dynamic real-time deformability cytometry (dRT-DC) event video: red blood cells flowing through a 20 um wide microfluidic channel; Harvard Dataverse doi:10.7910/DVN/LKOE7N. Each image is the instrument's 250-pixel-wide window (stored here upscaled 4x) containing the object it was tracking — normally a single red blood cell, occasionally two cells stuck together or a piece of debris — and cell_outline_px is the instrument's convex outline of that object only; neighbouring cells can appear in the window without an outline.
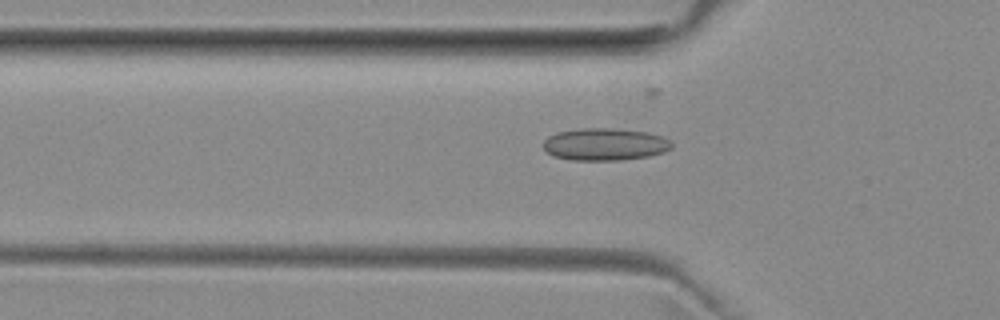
{"species": "common noctule bat (a hibernating species)", "species_latin": "Nyctalus noctula", "temperature_condition": "room temperature", "stored_images_in_passage": 27, "camera_frame_rate_fps": 3000, "um_per_image_px": 0.085, "animal": {"sex": "female", "body_mass_g": 29.2, "forearm_length_mm": 56.3}, "frame": {"image": 1, "passage_image": 16, "time_ms": 5.0, "image_size_px": [1000, 320], "cell_outline_px": [[672, 148], [664, 152], [648, 156], [620, 160], [572, 160], [552, 156], [544, 148], [544, 140], [548, 136], [556, 132], [580, 128], [612, 128], [648, 132], [664, 136], [672, 140]], "centroid_in_image_um": [51.44, 12.26], "position_along_channel_um": 74.4, "area_um2": 24.39}}
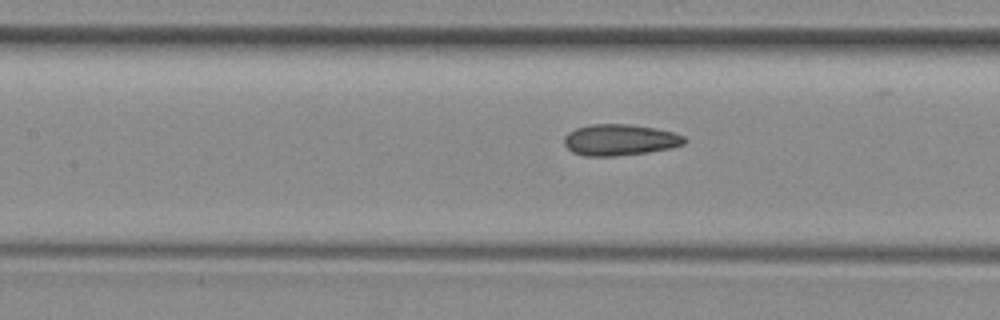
{"frame": {"image": 2, "passage_image": 22, "time_ms": 7.0, "image_size_px": [1000, 320], "cell_outline_px": [[688, 140], [684, 144], [672, 148], [648, 152], [616, 156], [584, 156], [572, 152], [564, 144], [564, 136], [568, 132], [576, 128], [592, 124], [628, 124], [656, 128], [672, 132], [684, 136]], "centroid_in_image_um": [52.69, 11.89], "position_along_channel_um": 154.7, "area_um2": 22.02}}
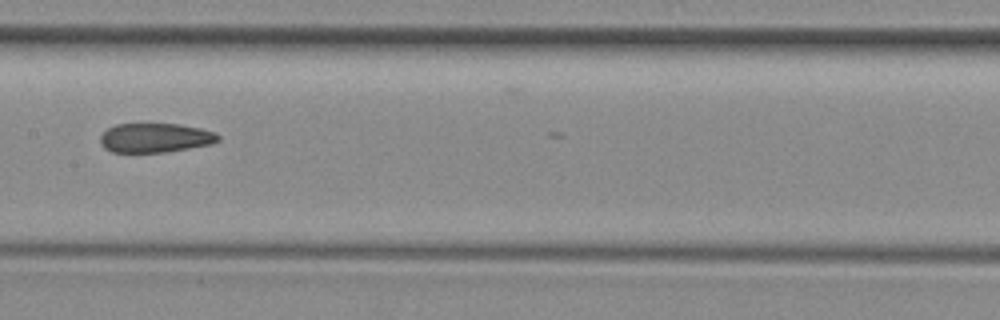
{"frame": {"image": 3, "passage_image": 25, "time_ms": 8.0, "image_size_px": [1000, 320], "cell_outline_px": [[220, 140], [212, 144], [168, 152], [112, 152], [104, 148], [100, 144], [100, 136], [108, 128], [116, 124], [180, 124], [200, 128], [216, 132], [220, 136]], "centroid_in_image_um": [13.21, 11.72], "position_along_channel_um": 194.2, "area_um2": 20.29}}